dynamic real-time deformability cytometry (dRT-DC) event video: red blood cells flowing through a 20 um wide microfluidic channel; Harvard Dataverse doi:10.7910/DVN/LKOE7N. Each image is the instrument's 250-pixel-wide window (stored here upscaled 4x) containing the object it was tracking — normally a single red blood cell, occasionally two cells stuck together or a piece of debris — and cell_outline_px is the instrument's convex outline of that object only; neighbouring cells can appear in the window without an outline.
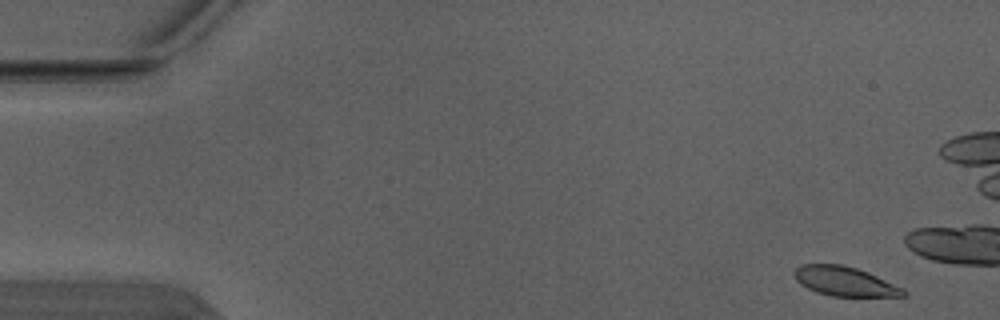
{"species": "Egyptian fruit bat (a non-hibernating species)", "species_latin": "Rousettus aegyptiacus", "temperature_condition": "warm", "stored_images_in_passage": 6, "camera_frame_rate_fps": 3000, "um_per_image_px": 0.085, "animal": {"sex": "male"}, "frame": {"image": 1, "passage_image": 1, "time_ms": 0.0, "image_size_px": [1000, 320], "cell_outline_px": [[908, 292], [904, 296], [832, 296], [816, 292], [800, 284], [796, 280], [792, 272], [800, 264], [840, 264], [856, 268], [868, 272], [904, 288]], "centroid_in_image_um": [71.79, 23.91], "position_along_channel_um": 13.2, "area_um2": 18.73}}